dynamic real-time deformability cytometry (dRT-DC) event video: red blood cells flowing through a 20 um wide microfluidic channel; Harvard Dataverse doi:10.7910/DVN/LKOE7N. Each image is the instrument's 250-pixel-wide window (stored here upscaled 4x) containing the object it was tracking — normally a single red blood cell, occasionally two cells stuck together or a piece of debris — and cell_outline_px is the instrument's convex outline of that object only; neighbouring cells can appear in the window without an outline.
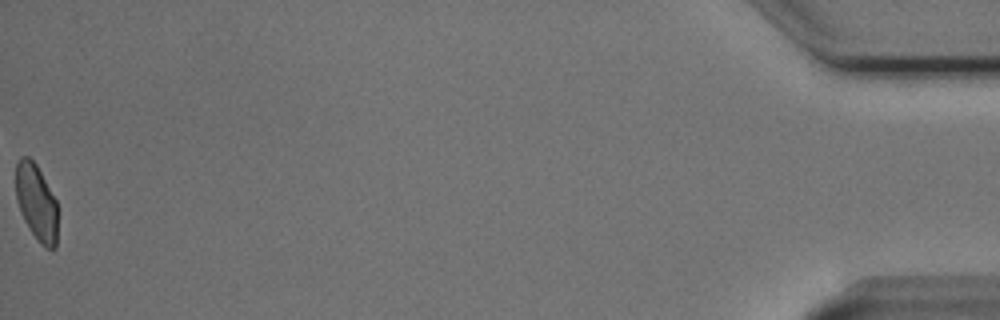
{"species": "Egyptian fruit bat (a non-hibernating species)", "species_latin": "Rousettus aegyptiacus", "temperature_condition": "cold", "stored_images_in_passage": 54, "camera_frame_rate_fps": 3000, "um_per_image_px": 0.085, "animal": {"sex": "male"}, "frame": {"image": 1, "passage_image": 54, "time_ms": 17.667, "image_size_px": [1000, 320], "cell_outline_px": [[56, 248], [44, 248], [40, 244], [24, 220], [20, 212], [16, 196], [16, 164], [20, 156], [28, 156], [36, 164], [56, 200]], "centroid_in_image_um": [3.08, 17.18], "position_along_channel_um": 432.1, "area_um2": 18.38}, "authors_computed_cell_mechanics": {"area_um2": 20.5479, "velocity_mm_per_s": 3.7473, "shape_relaxation_time_tau1_ms": 3.9437, "shape_relaxation_time_tau2_ms": 1.6721, "deformation_change_tau1": 0.0893, "deformation_change_tau2": 0.0513}}